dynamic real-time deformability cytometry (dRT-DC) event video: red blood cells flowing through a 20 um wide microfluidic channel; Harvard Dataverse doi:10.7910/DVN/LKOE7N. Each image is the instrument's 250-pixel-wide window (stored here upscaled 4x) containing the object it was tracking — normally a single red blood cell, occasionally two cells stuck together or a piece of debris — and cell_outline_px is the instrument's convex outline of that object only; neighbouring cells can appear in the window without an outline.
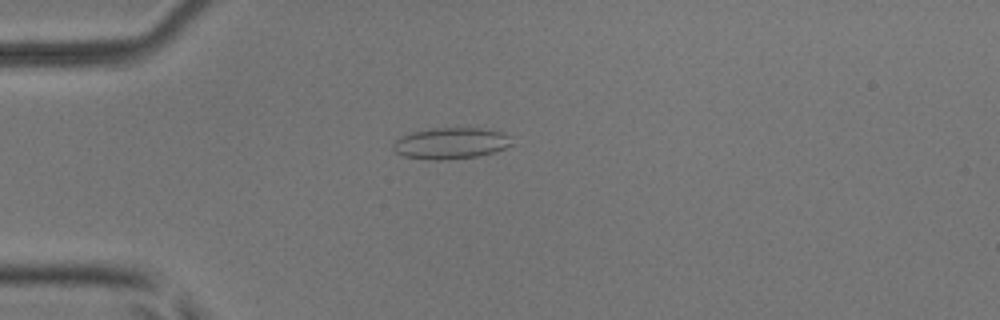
{"species": "common noctule bat (a hibernating species)", "species_latin": "Nyctalus noctula", "temperature_condition": "room temperature", "stored_images_in_passage": 51, "camera_frame_rate_fps": 3000, "um_per_image_px": 0.085, "animal": {"sex": "male", "body_mass_g": 17.9, "forearm_length_mm": 54.2}, "frame": {"image": 1, "passage_image": 14, "time_ms": 4.333, "image_size_px": [1000, 320], "cell_outline_px": [[512, 144], [504, 148], [492, 152], [476, 156], [440, 160], [432, 160], [404, 156], [396, 152], [392, 148], [392, 144], [400, 136], [412, 132], [432, 128], [480, 128], [504, 132], [508, 136]], "centroid_in_image_um": [38.28, 12.17], "position_along_channel_um": 46.7, "area_um2": 21.44}}
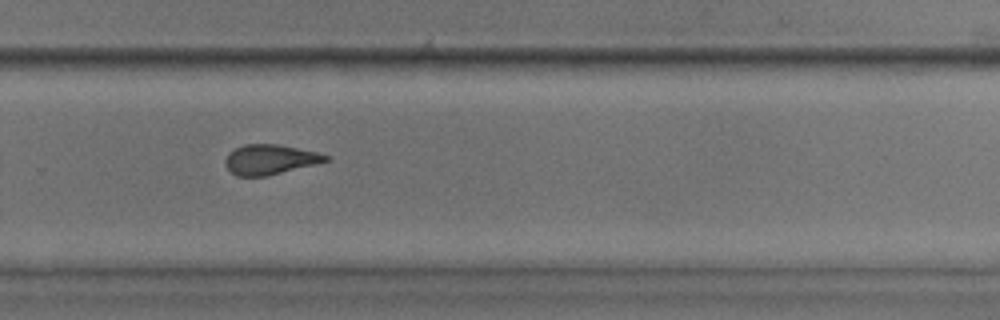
{"frame": {"image": 2, "passage_image": 35, "time_ms": 11.333, "image_size_px": [1000, 320], "cell_outline_px": [[332, 160], [268, 176], [236, 176], [224, 164], [224, 160], [228, 152], [244, 144], [276, 144], [316, 152], [332, 156]], "centroid_in_image_um": [22.96, 13.56], "position_along_channel_um": 306.8, "area_um2": 17.63}}
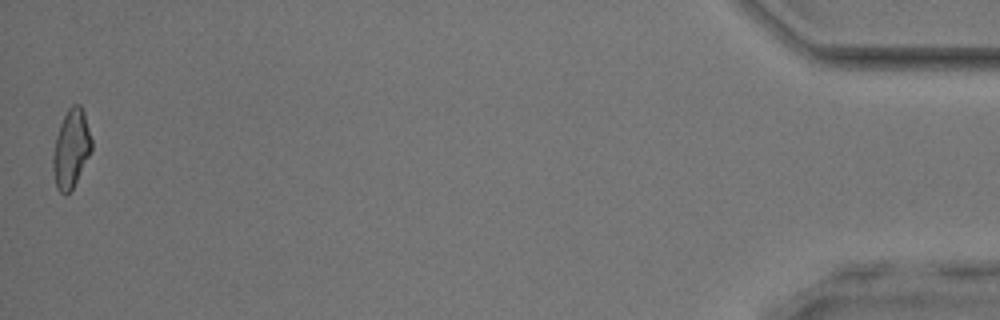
{"frame": {"image": 3, "passage_image": 51, "time_ms": 16.667, "image_size_px": [1000, 320], "cell_outline_px": [[92, 148], [72, 188], [64, 196], [56, 188], [52, 168], [52, 156], [56, 136], [60, 124], [68, 108], [72, 104], [80, 104], [84, 112], [92, 140]], "centroid_in_image_um": [6.02, 12.62], "position_along_channel_um": 429.2, "area_um2": 17.46}, "authors_computed_cell_mechanics": {"area_um2": 18.5538, "velocity_mm_per_s": 4.0215, "shape_relaxation_time_tau1_ms": 9.2396, "shape_relaxation_time_tau2_ms": 2.7515, "deformation_change_tau1": 0.1789, "deformation_change_tau2": 0.0873}}